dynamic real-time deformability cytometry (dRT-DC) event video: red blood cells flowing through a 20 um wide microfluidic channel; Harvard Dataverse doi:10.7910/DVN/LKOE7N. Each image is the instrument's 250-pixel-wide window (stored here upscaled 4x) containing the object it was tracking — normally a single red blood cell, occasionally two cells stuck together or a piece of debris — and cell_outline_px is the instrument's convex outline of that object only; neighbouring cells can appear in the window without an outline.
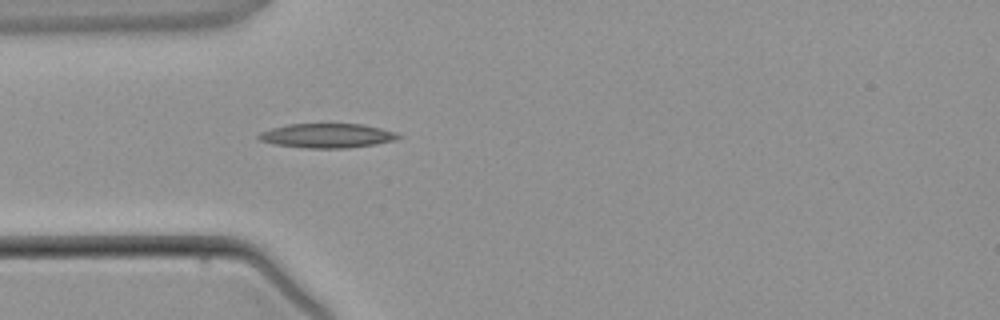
{"species": "common noctule bat (a hibernating species)", "species_latin": "Nyctalus noctula", "temperature_condition": "warm", "stored_images_in_passage": 2, "camera_frame_rate_fps": 3000, "um_per_image_px": 0.085, "animal": {"sex": "male", "body_mass_g": 21.5, "forearm_length_mm": 52.0}, "frame": {"image": 1, "passage_image": 2, "time_ms": 1.0, "image_size_px": [1000, 320], "cell_outline_px": [[400, 136], [392, 140], [376, 144], [344, 148], [308, 148], [272, 144], [260, 140], [256, 136], [260, 132], [272, 128], [288, 124], [364, 124], [396, 132]], "centroid_in_image_um": [27.75, 11.53], "position_along_channel_um": 57.2, "area_um2": 19.65}}